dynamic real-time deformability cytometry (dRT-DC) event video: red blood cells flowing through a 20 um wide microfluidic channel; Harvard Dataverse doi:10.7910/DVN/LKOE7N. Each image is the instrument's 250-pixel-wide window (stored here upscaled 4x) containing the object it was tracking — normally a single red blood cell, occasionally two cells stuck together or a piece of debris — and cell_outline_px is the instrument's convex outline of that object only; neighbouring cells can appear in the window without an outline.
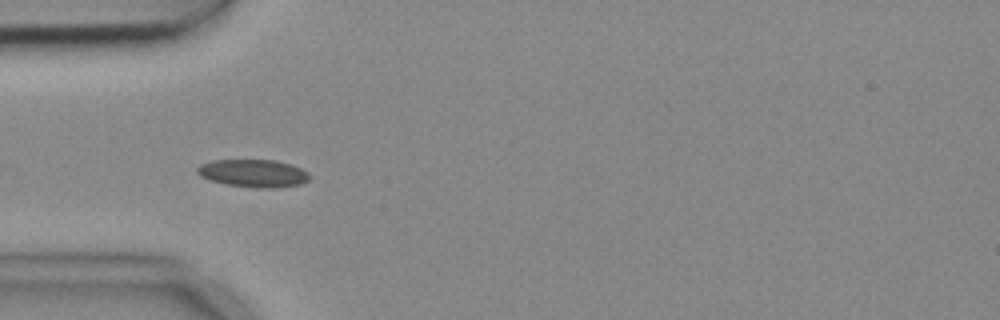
{"species": "common noctule bat (a hibernating species)", "species_latin": "Nyctalus noctula", "temperature_condition": "cold", "stored_images_in_passage": 5, "camera_frame_rate_fps": 3000, "um_per_image_px": 0.085, "animal": {"sex": "female", "body_mass_g": 18.4}, "frame": {"image": 1, "passage_image": 5, "time_ms": 1.333, "image_size_px": [1000, 320], "cell_outline_px": [[312, 176], [308, 180], [300, 184], [276, 188], [256, 188], [228, 184], [208, 180], [200, 176], [196, 172], [196, 168], [200, 164], [212, 160], [276, 160], [292, 164], [308, 172]], "centroid_in_image_um": [21.54, 14.72], "position_along_channel_um": 63.5, "area_um2": 18.32}}